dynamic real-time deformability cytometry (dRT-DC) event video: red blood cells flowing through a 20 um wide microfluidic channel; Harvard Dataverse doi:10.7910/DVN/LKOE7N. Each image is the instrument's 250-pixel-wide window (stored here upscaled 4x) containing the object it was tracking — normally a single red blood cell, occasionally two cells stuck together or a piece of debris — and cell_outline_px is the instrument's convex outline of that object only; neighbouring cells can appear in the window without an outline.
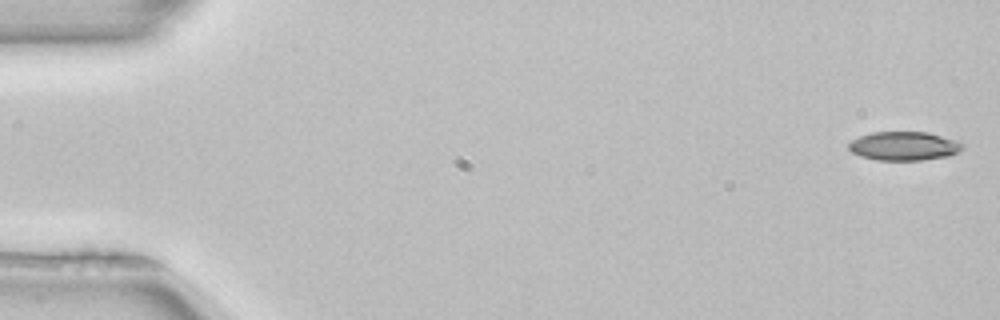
{"species": "common noctule bat (a hibernating species)", "species_latin": "Nyctalus noctula", "temperature_condition": "room temperature", "stored_images_in_passage": 12, "camera_frame_rate_fps": 3000, "um_per_image_px": 0.085, "animal": {"sex": "female", "body_mass_g": 22.7, "forearm_length_mm": 54.2}, "frame": {"image": 1, "passage_image": 1, "time_ms": 0.0, "image_size_px": [1000, 320], "cell_outline_px": [[964, 148], [948, 156], [924, 160], [876, 160], [860, 156], [852, 152], [848, 148], [848, 144], [852, 140], [860, 136], [872, 132], [928, 132], [964, 144]], "centroid_in_image_um": [76.8, 12.42], "position_along_channel_um": 8.2, "area_um2": 18.96}}